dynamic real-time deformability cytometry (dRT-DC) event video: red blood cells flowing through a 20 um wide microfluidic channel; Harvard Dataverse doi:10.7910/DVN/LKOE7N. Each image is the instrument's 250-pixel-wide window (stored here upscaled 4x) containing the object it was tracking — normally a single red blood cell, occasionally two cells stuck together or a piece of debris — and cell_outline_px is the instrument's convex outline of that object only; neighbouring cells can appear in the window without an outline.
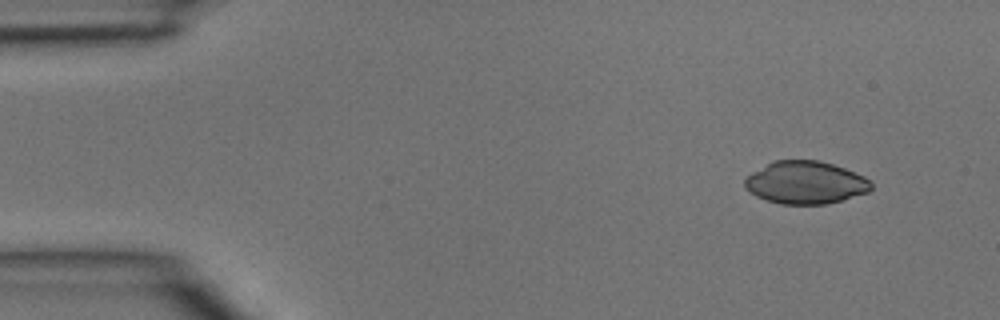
{"species": "common noctule bat (a hibernating species)", "species_latin": "Nyctalus noctula", "temperature_condition": "room temperature", "stored_images_in_passage": 3, "camera_frame_rate_fps": 3000, "um_per_image_px": 0.085, "animal": {"sex": "male", "body_mass_g": 15.6}, "frame": {"image": 1, "passage_image": 1, "time_ms": 0.0, "image_size_px": [1000, 320], "cell_outline_px": [[872, 188], [868, 192], [840, 200], [824, 204], [780, 204], [756, 196], [744, 184], [744, 180], [752, 172], [772, 160], [816, 160], [832, 164], [844, 168], [864, 176], [872, 180]], "centroid_in_image_um": [68.48, 15.51], "position_along_channel_um": 16.5, "area_um2": 31.21}}